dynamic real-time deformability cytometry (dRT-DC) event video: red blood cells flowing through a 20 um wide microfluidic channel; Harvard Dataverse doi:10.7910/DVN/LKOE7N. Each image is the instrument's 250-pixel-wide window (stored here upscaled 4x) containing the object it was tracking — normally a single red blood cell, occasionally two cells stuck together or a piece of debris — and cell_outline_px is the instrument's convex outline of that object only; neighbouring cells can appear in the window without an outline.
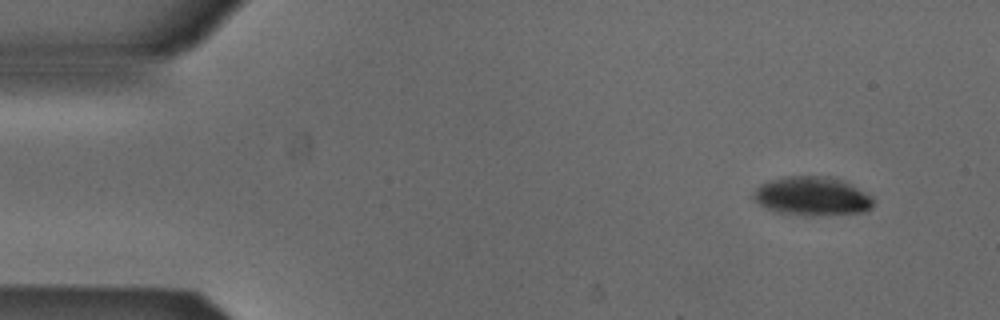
{"species": "Egyptian fruit bat (a non-hibernating species)", "species_latin": "Rousettus aegyptiacus", "temperature_condition": "cold", "stored_images_in_passage": 49, "camera_frame_rate_fps": 3000, "um_per_image_px": 0.085, "animal": {"sex": "male"}, "frame": {"image": 1, "passage_image": 1, "time_ms": 0.0, "image_size_px": [1000, 320], "cell_outline_px": [[876, 200], [872, 208], [868, 212], [820, 216], [804, 216], [776, 212], [764, 208], [752, 200], [748, 196], [760, 184], [768, 180], [788, 176], [828, 176], [840, 180], [868, 192]], "centroid_in_image_um": [69.01, 16.7], "position_along_channel_um": 16.0, "area_um2": 28.09}}
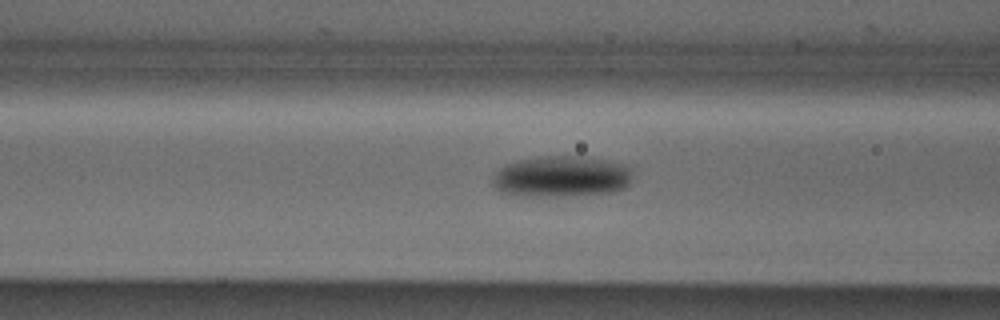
{"frame": {"image": 2, "passage_image": 17, "time_ms": 5.333, "image_size_px": [1000, 320], "cell_outline_px": [[628, 184], [624, 188], [612, 192], [568, 196], [516, 196], [500, 192], [492, 184], [492, 176], [504, 164], [516, 160], [540, 156], [580, 156], [604, 160], [624, 164], [628, 168]], "centroid_in_image_um": [47.61, 15.01], "position_along_channel_um": 119.0, "area_um2": 33.58}}
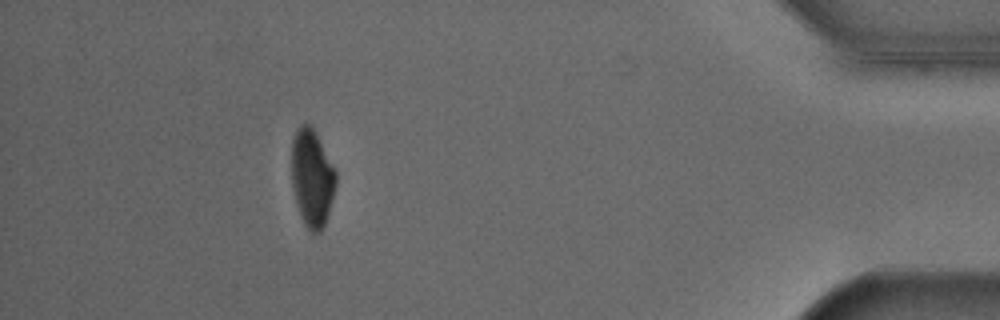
{"frame": {"image": 3, "passage_image": 44, "time_ms": 14.333, "image_size_px": [1000, 320], "cell_outline_px": [[336, 184], [332, 200], [324, 224], [320, 232], [312, 232], [304, 224], [300, 216], [292, 184], [292, 140], [300, 124], [312, 124], [336, 168]], "centroid_in_image_um": [26.54, 15.07], "position_along_channel_um": 408.7, "area_um2": 25.2}, "authors_computed_cell_mechanics": {"area_um2": 29.3046, "velocity_mm_per_s": 3.8745, "shape_relaxation_time_tau1_ms": 5.1904, "shape_relaxation_time_tau2_ms": null, "deformation_change_tau1": 0.1425, "deformation_change_tau2": null}}